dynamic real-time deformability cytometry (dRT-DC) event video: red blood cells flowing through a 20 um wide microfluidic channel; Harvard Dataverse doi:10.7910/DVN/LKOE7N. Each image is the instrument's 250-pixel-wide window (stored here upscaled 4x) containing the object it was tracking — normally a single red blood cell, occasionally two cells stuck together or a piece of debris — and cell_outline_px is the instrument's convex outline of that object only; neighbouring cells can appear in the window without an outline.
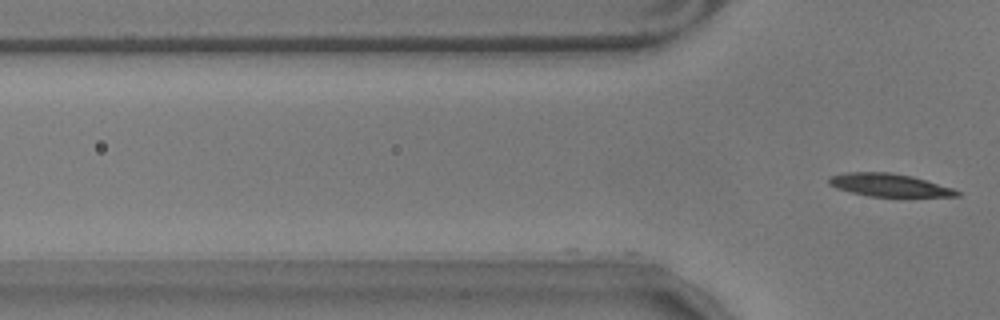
{"species": "common noctule bat (a hibernating species)", "species_latin": "Nyctalus noctula", "temperature_condition": "warm", "stored_images_in_passage": 9, "camera_frame_rate_fps": 3000, "um_per_image_px": 0.085, "animal": {"sex": "male", "body_mass_g": 17.9}, "frame": {"image": 1, "passage_image": 9, "time_ms": 2.667, "image_size_px": [1000, 320], "cell_outline_px": [[960, 196], [868, 196], [836, 188], [828, 184], [828, 180], [832, 176], [848, 172], [888, 172], [912, 176], [956, 188], [960, 192]], "centroid_in_image_um": [75.62, 15.73], "position_along_channel_um": 50.2, "area_um2": 16.94}}